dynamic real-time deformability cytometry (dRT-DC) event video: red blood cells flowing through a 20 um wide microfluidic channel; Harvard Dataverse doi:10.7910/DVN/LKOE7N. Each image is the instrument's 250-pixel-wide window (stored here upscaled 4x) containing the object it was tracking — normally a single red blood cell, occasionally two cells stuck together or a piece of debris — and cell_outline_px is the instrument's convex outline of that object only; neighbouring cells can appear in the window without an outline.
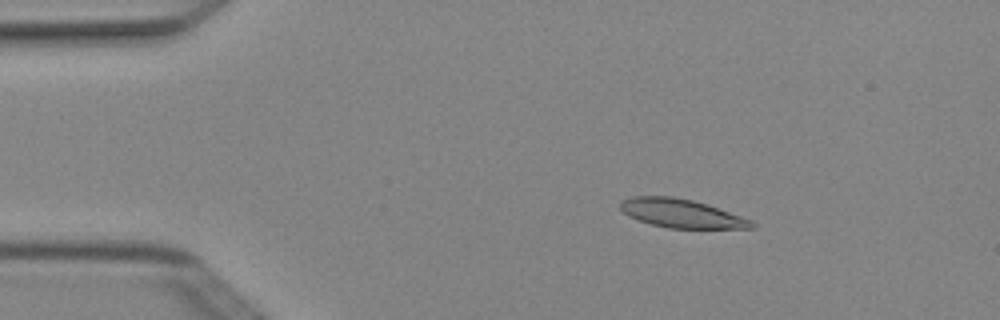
{"species": "Egyptian fruit bat (a non-hibernating species)", "species_latin": "Rousettus aegyptiacus", "temperature_condition": "cold", "stored_images_in_passage": 3, "camera_frame_rate_fps": 3000, "um_per_image_px": 0.085, "animal": {"sex": "female"}, "frame": {"image": 1, "passage_image": 1, "time_ms": 0.0, "image_size_px": [1000, 320], "cell_outline_px": [[756, 228], [668, 228], [652, 224], [628, 216], [620, 208], [620, 200], [632, 196], [672, 196], [692, 200], [708, 204], [752, 220], [756, 224]], "centroid_in_image_um": [57.92, 18.13], "position_along_channel_um": 27.1, "area_um2": 21.91}}
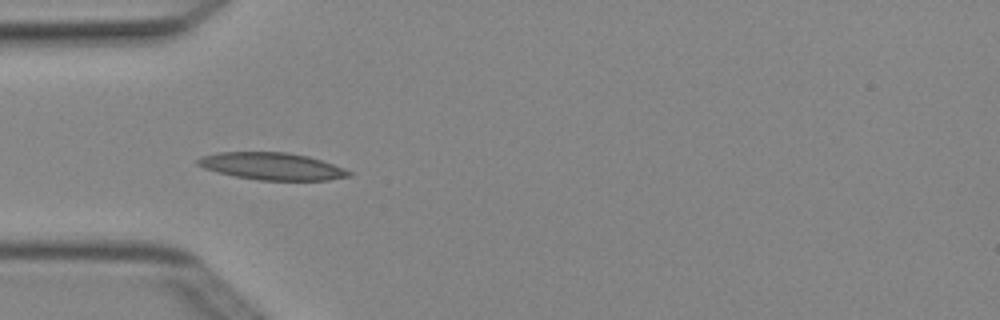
{"frame": {"image": 2, "passage_image": 3, "time_ms": 0.667, "image_size_px": [1000, 320], "cell_outline_px": [[352, 176], [328, 180], [260, 180], [236, 176], [216, 172], [204, 168], [196, 164], [196, 160], [204, 156], [220, 152], [284, 152], [308, 156], [344, 168], [352, 172]], "centroid_in_image_um": [23.13, 14.13], "position_along_channel_um": 61.9, "area_um2": 23.76}}